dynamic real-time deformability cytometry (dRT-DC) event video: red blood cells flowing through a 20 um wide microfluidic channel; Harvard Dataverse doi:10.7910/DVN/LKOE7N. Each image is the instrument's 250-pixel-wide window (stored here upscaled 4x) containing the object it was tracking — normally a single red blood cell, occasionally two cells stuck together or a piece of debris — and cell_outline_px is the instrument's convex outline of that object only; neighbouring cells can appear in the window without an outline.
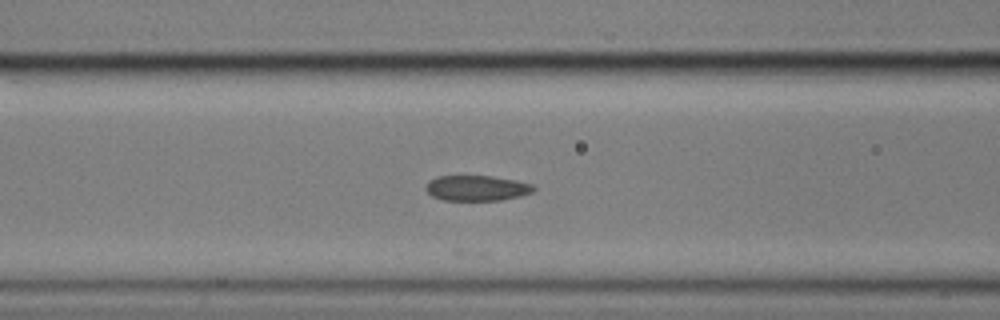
{"species": "common noctule bat (a hibernating species)", "species_latin": "Nyctalus noctula", "temperature_condition": "cold", "stored_images_in_passage": 6, "camera_frame_rate_fps": 3000, "um_per_image_px": 0.085, "animal": {"sex": "male", "body_mass_g": 17.9}, "frame": {"image": 1, "passage_image": 6, "time_ms": 1.667, "image_size_px": [1000, 320], "cell_outline_px": [[536, 188], [532, 192], [520, 196], [500, 200], [444, 200], [432, 196], [424, 188], [428, 180], [436, 176], [492, 176], [516, 180], [532, 184]], "centroid_in_image_um": [40.5, 15.98], "position_along_channel_um": 126.1, "area_um2": 16.01}}